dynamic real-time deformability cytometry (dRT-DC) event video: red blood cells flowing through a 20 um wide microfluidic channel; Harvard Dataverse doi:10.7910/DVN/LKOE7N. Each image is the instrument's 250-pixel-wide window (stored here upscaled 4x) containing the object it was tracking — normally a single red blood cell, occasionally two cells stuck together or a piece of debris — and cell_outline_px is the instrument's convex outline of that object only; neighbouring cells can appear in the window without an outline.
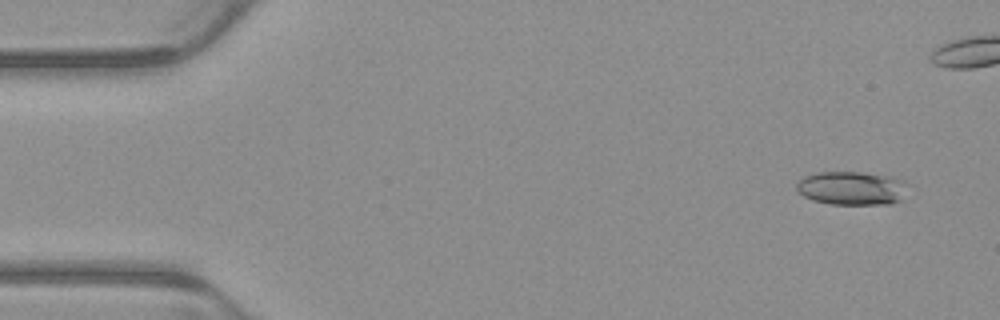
{"species": "common noctule bat (a hibernating species)", "species_latin": "Nyctalus noctula", "temperature_condition": "warm", "stored_images_in_passage": 6, "camera_frame_rate_fps": 3000, "um_per_image_px": 0.085, "animal": {"sex": "male", "body_mass_g": 23.1, "forearm_length_mm": 52.7}, "frame": {"image": 1, "passage_image": 1, "time_ms": 0.0, "image_size_px": [1000, 320], "cell_outline_px": [[908, 184], [904, 200], [892, 204], [832, 204], [812, 200], [804, 196], [796, 188], [796, 184], [804, 176], [816, 172], [860, 172], [892, 176], [904, 180]], "centroid_in_image_um": [72.47, 15.99], "position_along_channel_um": 12.5, "area_um2": 22.14}}
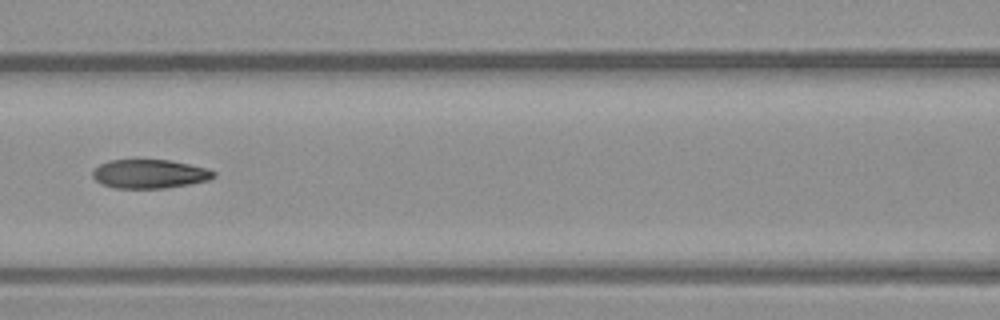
{"frame": {"image": 2, "passage_image": 6, "time_ms": 1.667, "image_size_px": [1000, 320], "cell_outline_px": [[216, 176], [208, 180], [188, 184], [164, 188], [116, 188], [100, 184], [92, 176], [92, 172], [100, 164], [108, 160], [172, 160], [208, 168], [216, 172]], "centroid_in_image_um": [12.72, 14.78], "position_along_channel_um": 153.9, "area_um2": 20.4}}